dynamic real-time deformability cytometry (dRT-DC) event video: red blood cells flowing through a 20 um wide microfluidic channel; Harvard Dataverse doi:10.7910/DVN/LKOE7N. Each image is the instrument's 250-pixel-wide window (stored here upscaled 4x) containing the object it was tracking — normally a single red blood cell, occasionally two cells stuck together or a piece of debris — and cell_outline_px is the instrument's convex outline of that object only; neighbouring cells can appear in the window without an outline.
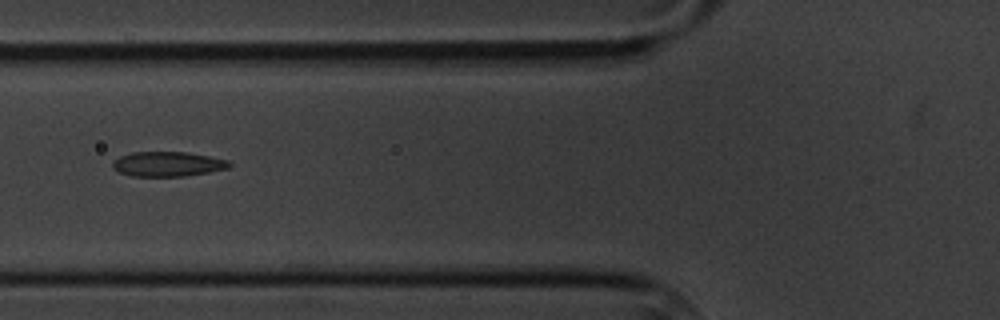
{"species": "common noctule bat (a hibernating species)", "species_latin": "Nyctalus noctula", "temperature_condition": "cold", "stored_images_in_passage": 3, "camera_frame_rate_fps": 3000, "um_per_image_px": 0.085, "animal": {"sex": "male", "body_mass_g": 20.1, "forearm_length_mm": 53.5}, "frame": {"image": 1, "passage_image": 2, "time_ms": 1.333, "image_size_px": [1000, 320], "cell_outline_px": [[232, 164], [228, 168], [208, 172], [184, 176], [132, 176], [120, 172], [112, 168], [112, 160], [120, 156], [132, 152], [188, 152], [228, 160]], "centroid_in_image_um": [14.23, 13.94], "position_along_channel_um": 111.6, "area_um2": 16.82}}
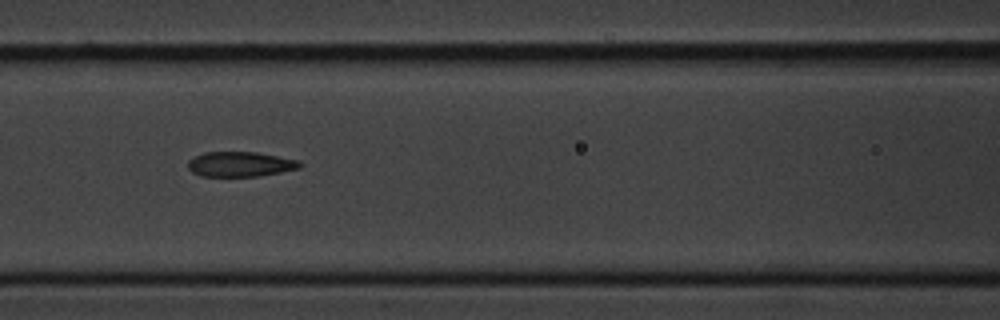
{"frame": {"image": 2, "passage_image": 3, "time_ms": 2.333, "image_size_px": [1000, 320], "cell_outline_px": [[304, 164], [300, 168], [280, 172], [256, 176], [200, 176], [192, 172], [188, 168], [188, 160], [204, 152], [256, 152], [300, 160]], "centroid_in_image_um": [20.44, 13.95], "position_along_channel_um": 146.2, "area_um2": 16.3}}